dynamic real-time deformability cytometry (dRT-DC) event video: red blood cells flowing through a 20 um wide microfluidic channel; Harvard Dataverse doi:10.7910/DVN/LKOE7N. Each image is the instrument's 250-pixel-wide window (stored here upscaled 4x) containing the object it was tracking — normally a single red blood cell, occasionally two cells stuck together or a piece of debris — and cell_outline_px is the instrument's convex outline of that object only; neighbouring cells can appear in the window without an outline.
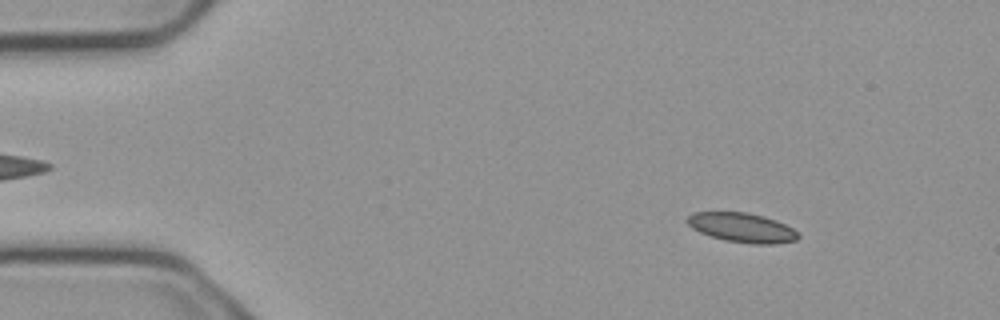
{"species": "common noctule bat (a hibernating species)", "species_latin": "Nyctalus noctula", "temperature_condition": "cold", "stored_images_in_passage": 7, "camera_frame_rate_fps": 3000, "um_per_image_px": 0.085, "animal": {"sex": "male", "body_mass_g": 23.1, "forearm_length_mm": 52.7}, "frame": {"image": 1, "passage_image": 1, "time_ms": 0.0, "image_size_px": [1000, 320], "cell_outline_px": [[800, 236], [796, 240], [776, 244], [752, 244], [724, 240], [700, 232], [692, 228], [684, 220], [692, 212], [748, 212], [764, 216], [776, 220], [792, 228]], "centroid_in_image_um": [63.05, 19.34], "position_along_channel_um": 21.9, "area_um2": 19.07}}
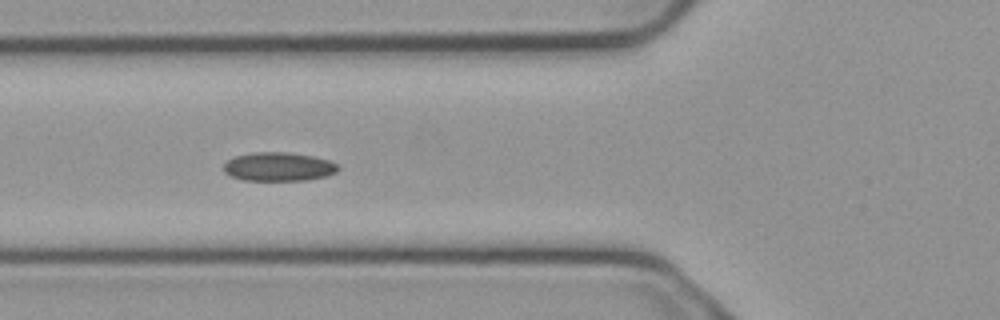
{"frame": {"image": 2, "passage_image": 4, "time_ms": 1.0, "image_size_px": [1000, 320], "cell_outline_px": [[340, 168], [336, 172], [328, 176], [308, 180], [244, 180], [232, 176], [224, 172], [224, 164], [228, 160], [236, 156], [256, 152], [284, 152], [312, 156], [328, 160], [336, 164]], "centroid_in_image_um": [23.7, 14.18], "position_along_channel_um": 102.1, "area_um2": 19.02}}
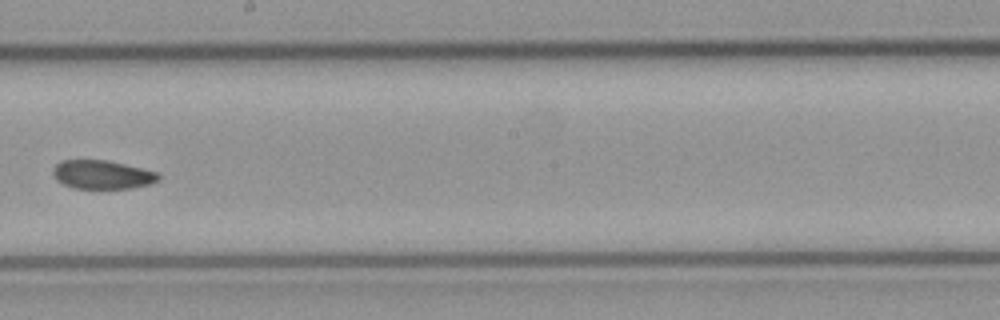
{"frame": {"image": 3, "passage_image": 7, "time_ms": 2.0, "image_size_px": [1000, 320], "cell_outline_px": [[160, 180], [152, 184], [132, 188], [72, 188], [56, 180], [52, 172], [52, 168], [60, 160], [108, 160], [156, 172], [160, 176]], "centroid_in_image_um": [8.67, 14.84], "position_along_channel_um": 239.5, "area_um2": 17.69}}